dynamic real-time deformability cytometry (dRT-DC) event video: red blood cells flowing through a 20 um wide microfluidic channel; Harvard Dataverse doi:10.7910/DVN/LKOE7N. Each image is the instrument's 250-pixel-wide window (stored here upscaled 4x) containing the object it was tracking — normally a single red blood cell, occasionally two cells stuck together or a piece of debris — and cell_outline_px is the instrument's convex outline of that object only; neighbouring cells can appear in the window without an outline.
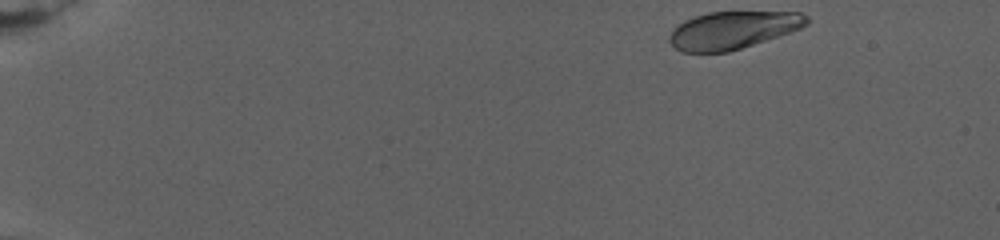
{"species": "human", "species_latin": "Homo sapiens", "temperature_condition": "warm", "stored_images_in_passage": 36, "camera_frame_rate_fps": 3000, "um_per_image_px": 0.085, "donor": {"sex": "female"}, "frame": {"image": 1, "passage_image": 1, "time_ms": 0.0, "image_size_px": [1000, 240], "cell_outline_px": [[808, 24], [800, 28], [728, 52], [680, 52], [668, 40], [668, 36], [672, 28], [676, 24], [684, 20], [708, 12], [800, 12], [808, 16]], "centroid_in_image_um": [62.22, 2.55], "position_along_channel_um": 22.8, "area_um2": 29.82}}
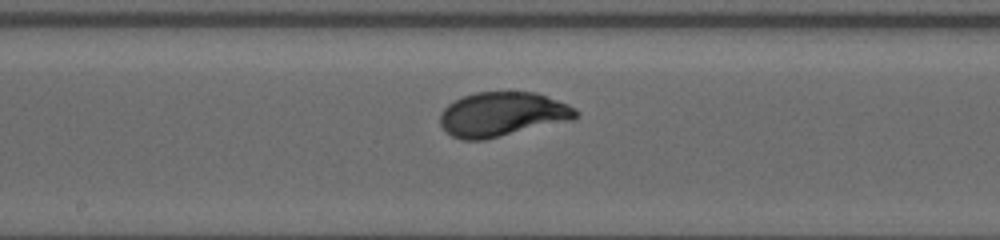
{"frame": {"image": 2, "passage_image": 15, "time_ms": 12.0, "image_size_px": [1000, 240], "cell_outline_px": [[580, 116], [572, 120], [484, 140], [460, 140], [452, 136], [440, 124], [440, 112], [448, 104], [464, 96], [476, 92], [536, 92], [568, 104], [576, 108], [580, 112]], "centroid_in_image_um": [42.72, 9.72], "position_along_channel_um": 205.5, "area_um2": 35.2}}
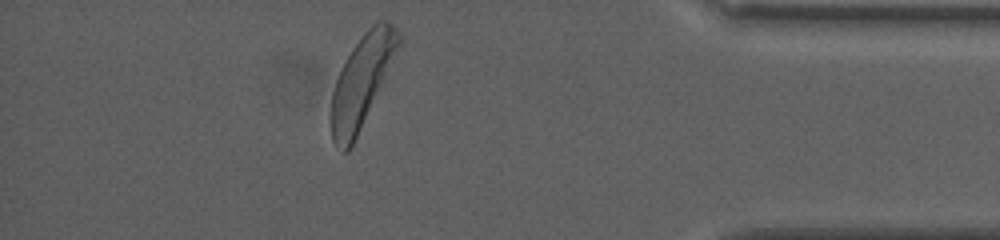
{"frame": {"image": 3, "passage_image": 30, "time_ms": 20.667, "image_size_px": [1000, 240], "cell_outline_px": [[404, 36], [380, 88], [348, 152], [340, 152], [336, 148], [332, 140], [332, 92], [336, 80], [344, 60], [352, 48], [364, 32], [376, 20], [388, 20]], "centroid_in_image_um": [30.76, 6.84], "position_along_channel_um": 404.4, "area_um2": 35.43}, "authors_computed_cell_mechanics": {"area_um2": 34.7089, "velocity_mm_per_s": 2.631, "shape_relaxation_time_tau1_ms": 2.5016, "shape_relaxation_time_tau2_ms": null, "deformation_change_tau1": 0.152, "deformation_change_tau2": null}}